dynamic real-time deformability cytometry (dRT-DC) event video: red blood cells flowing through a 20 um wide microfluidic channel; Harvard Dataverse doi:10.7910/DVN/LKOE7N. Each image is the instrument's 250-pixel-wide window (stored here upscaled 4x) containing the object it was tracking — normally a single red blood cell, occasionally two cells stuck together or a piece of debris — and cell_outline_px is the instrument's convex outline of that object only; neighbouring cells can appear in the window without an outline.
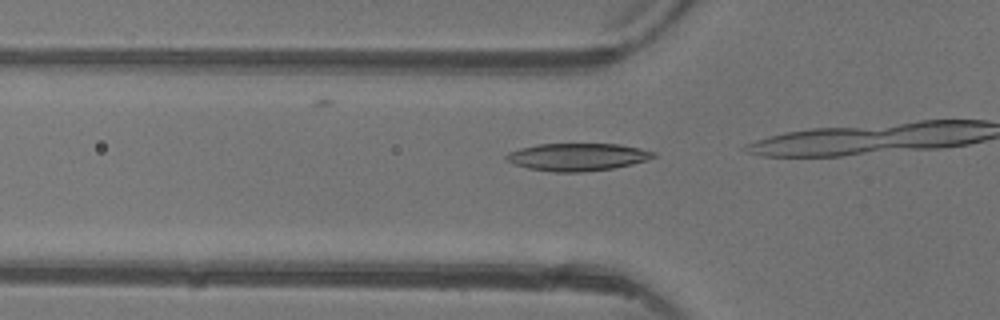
{"species": "common noctule bat (a hibernating species)", "species_latin": "Nyctalus noctula", "temperature_condition": "warm", "stored_images_in_passage": 7, "camera_frame_rate_fps": 3000, "um_per_image_px": 0.085, "animal": {"sex": "female"}, "frame": {"image": 1, "passage_image": 6, "time_ms": 6.0, "image_size_px": [1000, 320], "cell_outline_px": [[656, 156], [648, 160], [632, 164], [612, 168], [580, 172], [552, 172], [528, 168], [504, 160], [504, 156], [508, 152], [520, 148], [536, 144], [620, 144], [640, 148], [656, 152]], "centroid_in_image_um": [49.07, 13.33], "position_along_channel_um": 76.7, "area_um2": 23.7}}